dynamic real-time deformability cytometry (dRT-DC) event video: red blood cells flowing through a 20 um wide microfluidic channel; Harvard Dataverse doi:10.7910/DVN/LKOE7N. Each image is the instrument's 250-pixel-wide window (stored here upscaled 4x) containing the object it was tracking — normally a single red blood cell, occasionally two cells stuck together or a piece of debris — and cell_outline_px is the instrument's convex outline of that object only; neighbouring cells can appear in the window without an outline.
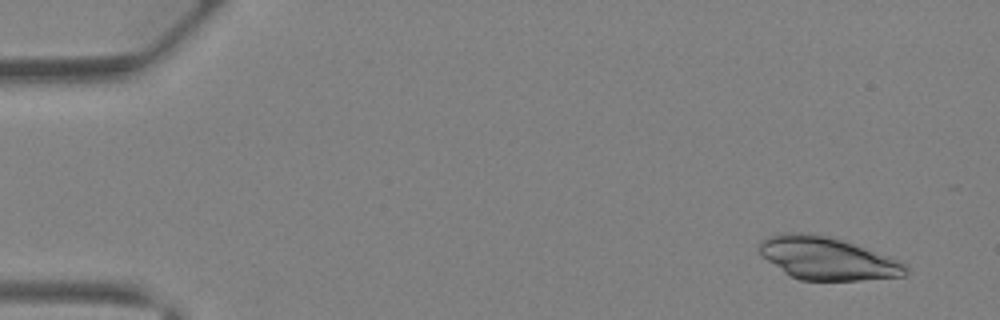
{"species": "Egyptian fruit bat (a non-hibernating species)", "species_latin": "Rousettus aegyptiacus", "temperature_condition": "warm", "stored_images_in_passage": 42, "camera_frame_rate_fps": 3000, "um_per_image_px": 0.085, "animal": {"sex": "female"}, "frame": {"image": 1, "passage_image": 3, "time_ms": 0.667, "image_size_px": [1000, 320], "cell_outline_px": [[908, 272], [904, 276], [860, 280], [800, 280], [784, 272], [760, 256], [756, 248], [760, 240], [768, 236], [784, 232], [800, 232], [828, 236], [900, 260], [908, 268]], "centroid_in_image_um": [70.24, 21.96], "position_along_channel_um": 14.8, "area_um2": 36.36}}